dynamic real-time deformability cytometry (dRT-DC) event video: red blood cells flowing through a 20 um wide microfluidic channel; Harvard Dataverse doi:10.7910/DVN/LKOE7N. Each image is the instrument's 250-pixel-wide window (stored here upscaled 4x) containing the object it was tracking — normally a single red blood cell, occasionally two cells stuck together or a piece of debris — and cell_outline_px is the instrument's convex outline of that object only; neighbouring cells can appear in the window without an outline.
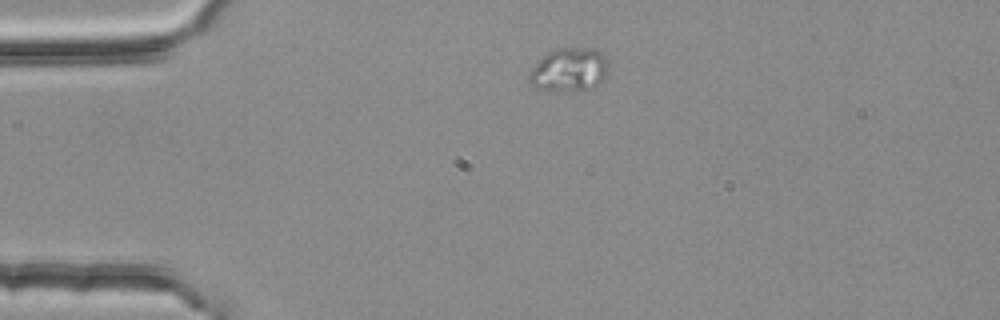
{"species": "common noctule bat (a hibernating species)", "species_latin": "Nyctalus noctula", "temperature_condition": "room temperature", "stored_images_in_passage": 3, "camera_frame_rate_fps": 3000, "um_per_image_px": 0.085, "animal": {"sex": "female", "body_mass_g": 25.1}, "frame": {"image": 1, "passage_image": 1, "time_ms": 0.0, "image_size_px": [1000, 320], "cell_outline_px": [[608, 72], [600, 84], [584, 92], [532, 88], [528, 80], [528, 72], [548, 52], [556, 48], [596, 48], [608, 60]], "centroid_in_image_um": [48.4, 5.95], "position_along_channel_um": 36.6, "area_um2": 20.52}}